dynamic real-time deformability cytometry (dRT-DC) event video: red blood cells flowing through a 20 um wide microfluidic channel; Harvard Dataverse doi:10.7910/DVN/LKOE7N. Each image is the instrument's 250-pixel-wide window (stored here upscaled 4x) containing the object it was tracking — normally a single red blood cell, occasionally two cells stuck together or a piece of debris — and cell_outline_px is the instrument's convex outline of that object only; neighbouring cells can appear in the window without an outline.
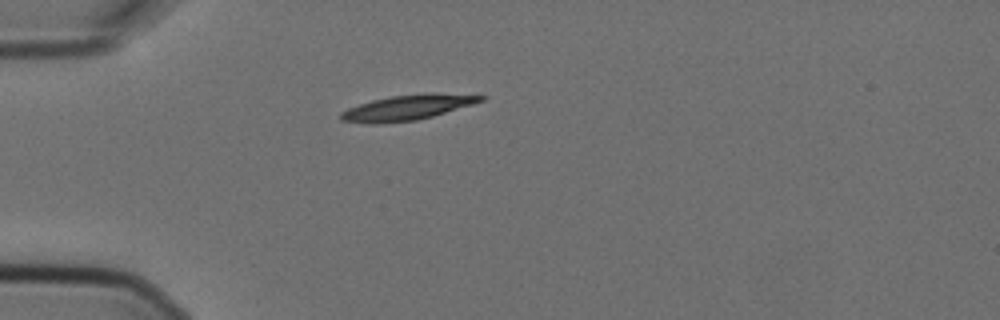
{"species": "Egyptian fruit bat (a non-hibernating species)", "species_latin": "Rousettus aegyptiacus", "temperature_condition": "cold", "stored_images_in_passage": 7, "camera_frame_rate_fps": 3000, "um_per_image_px": 0.085, "animal": {"sex": "female"}, "frame": {"image": 1, "passage_image": 7, "time_ms": 2.0, "image_size_px": [1000, 320], "cell_outline_px": [[488, 96], [484, 100], [472, 104], [432, 116], [416, 120], [376, 124], [372, 124], [340, 120], [340, 112], [348, 108], [372, 100], [392, 96], [424, 92], [432, 92]], "centroid_in_image_um": [34.63, 9.13], "position_along_channel_um": 50.4, "area_um2": 20.52}}